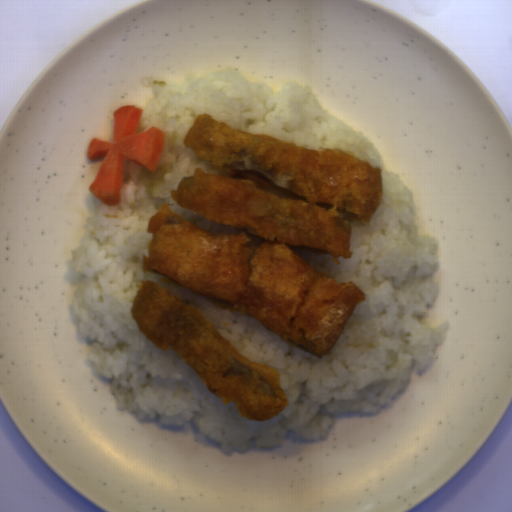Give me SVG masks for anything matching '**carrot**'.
Returning a JSON list of instances; mask_svg holds the SVG:
<instances>
[{
  "label": "carrot",
  "mask_w": 512,
  "mask_h": 512,
  "mask_svg": "<svg viewBox=\"0 0 512 512\" xmlns=\"http://www.w3.org/2000/svg\"><path fill=\"white\" fill-rule=\"evenodd\" d=\"M144 109L124 104L112 112L111 143L92 137L85 151L89 160L102 158L89 192L102 204L119 205L122 198L124 160L156 174L166 132L150 126L136 132Z\"/></svg>",
  "instance_id": "1"
}]
</instances>
